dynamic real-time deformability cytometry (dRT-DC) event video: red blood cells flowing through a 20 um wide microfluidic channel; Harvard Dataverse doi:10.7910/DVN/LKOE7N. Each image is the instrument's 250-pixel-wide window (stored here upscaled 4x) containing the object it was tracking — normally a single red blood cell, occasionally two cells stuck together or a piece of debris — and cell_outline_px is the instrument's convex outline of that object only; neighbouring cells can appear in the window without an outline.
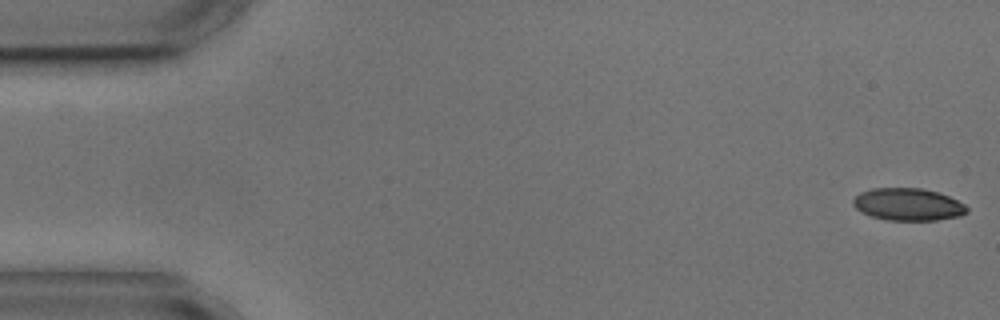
{"species": "common noctule bat (a hibernating species)", "species_latin": "Nyctalus noctula", "temperature_condition": "cold", "stored_images_in_passage": 2, "camera_frame_rate_fps": 3000, "um_per_image_px": 0.085, "animal": {"sex": "male", "body_mass_g": 17.9, "forearm_length_mm": 54.2}, "frame": {"image": 1, "passage_image": 2, "time_ms": 1.333, "image_size_px": [1000, 320], "cell_outline_px": [[968, 212], [960, 216], [936, 220], [888, 220], [872, 216], [856, 208], [852, 204], [852, 200], [860, 192], [872, 188], [920, 188], [936, 192], [948, 196], [964, 204], [968, 208]], "centroid_in_image_um": [77.18, 17.37], "position_along_channel_um": 7.8, "area_um2": 21.27}}